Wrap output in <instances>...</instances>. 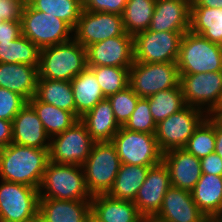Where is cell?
<instances>
[{
  "mask_svg": "<svg viewBox=\"0 0 222 222\" xmlns=\"http://www.w3.org/2000/svg\"><path fill=\"white\" fill-rule=\"evenodd\" d=\"M49 162V149L14 143L0 148V179L39 189Z\"/></svg>",
  "mask_w": 222,
  "mask_h": 222,
  "instance_id": "1",
  "label": "cell"
},
{
  "mask_svg": "<svg viewBox=\"0 0 222 222\" xmlns=\"http://www.w3.org/2000/svg\"><path fill=\"white\" fill-rule=\"evenodd\" d=\"M86 68V48L74 38L40 50L38 78L71 81Z\"/></svg>",
  "mask_w": 222,
  "mask_h": 222,
  "instance_id": "2",
  "label": "cell"
},
{
  "mask_svg": "<svg viewBox=\"0 0 222 222\" xmlns=\"http://www.w3.org/2000/svg\"><path fill=\"white\" fill-rule=\"evenodd\" d=\"M39 198L91 200L81 165L48 162L39 188Z\"/></svg>",
  "mask_w": 222,
  "mask_h": 222,
  "instance_id": "3",
  "label": "cell"
},
{
  "mask_svg": "<svg viewBox=\"0 0 222 222\" xmlns=\"http://www.w3.org/2000/svg\"><path fill=\"white\" fill-rule=\"evenodd\" d=\"M177 67L180 74L222 71V45L209 41L190 30L180 42Z\"/></svg>",
  "mask_w": 222,
  "mask_h": 222,
  "instance_id": "4",
  "label": "cell"
},
{
  "mask_svg": "<svg viewBox=\"0 0 222 222\" xmlns=\"http://www.w3.org/2000/svg\"><path fill=\"white\" fill-rule=\"evenodd\" d=\"M121 166L115 145L111 141L95 142L83 163L85 185L92 196L108 194Z\"/></svg>",
  "mask_w": 222,
  "mask_h": 222,
  "instance_id": "5",
  "label": "cell"
},
{
  "mask_svg": "<svg viewBox=\"0 0 222 222\" xmlns=\"http://www.w3.org/2000/svg\"><path fill=\"white\" fill-rule=\"evenodd\" d=\"M22 35L40 49L67 42L73 38V29L63 20L33 9L27 2L21 17Z\"/></svg>",
  "mask_w": 222,
  "mask_h": 222,
  "instance_id": "6",
  "label": "cell"
},
{
  "mask_svg": "<svg viewBox=\"0 0 222 222\" xmlns=\"http://www.w3.org/2000/svg\"><path fill=\"white\" fill-rule=\"evenodd\" d=\"M129 86L140 98L180 86L177 62H134L129 69Z\"/></svg>",
  "mask_w": 222,
  "mask_h": 222,
  "instance_id": "7",
  "label": "cell"
},
{
  "mask_svg": "<svg viewBox=\"0 0 222 222\" xmlns=\"http://www.w3.org/2000/svg\"><path fill=\"white\" fill-rule=\"evenodd\" d=\"M185 104L214 115L222 107V71L180 74Z\"/></svg>",
  "mask_w": 222,
  "mask_h": 222,
  "instance_id": "8",
  "label": "cell"
},
{
  "mask_svg": "<svg viewBox=\"0 0 222 222\" xmlns=\"http://www.w3.org/2000/svg\"><path fill=\"white\" fill-rule=\"evenodd\" d=\"M208 116L200 108L186 105L157 124L155 137L162 153L184 148L195 129Z\"/></svg>",
  "mask_w": 222,
  "mask_h": 222,
  "instance_id": "9",
  "label": "cell"
},
{
  "mask_svg": "<svg viewBox=\"0 0 222 222\" xmlns=\"http://www.w3.org/2000/svg\"><path fill=\"white\" fill-rule=\"evenodd\" d=\"M121 164L154 167L162 162L155 134L130 131L121 126L111 141Z\"/></svg>",
  "mask_w": 222,
  "mask_h": 222,
  "instance_id": "10",
  "label": "cell"
},
{
  "mask_svg": "<svg viewBox=\"0 0 222 222\" xmlns=\"http://www.w3.org/2000/svg\"><path fill=\"white\" fill-rule=\"evenodd\" d=\"M95 142L79 119L64 132L50 138L49 161L82 166Z\"/></svg>",
  "mask_w": 222,
  "mask_h": 222,
  "instance_id": "11",
  "label": "cell"
},
{
  "mask_svg": "<svg viewBox=\"0 0 222 222\" xmlns=\"http://www.w3.org/2000/svg\"><path fill=\"white\" fill-rule=\"evenodd\" d=\"M38 210L39 189L0 179V222H28Z\"/></svg>",
  "mask_w": 222,
  "mask_h": 222,
  "instance_id": "12",
  "label": "cell"
},
{
  "mask_svg": "<svg viewBox=\"0 0 222 222\" xmlns=\"http://www.w3.org/2000/svg\"><path fill=\"white\" fill-rule=\"evenodd\" d=\"M184 33L149 29L137 33L133 36L134 62H177Z\"/></svg>",
  "mask_w": 222,
  "mask_h": 222,
  "instance_id": "13",
  "label": "cell"
},
{
  "mask_svg": "<svg viewBox=\"0 0 222 222\" xmlns=\"http://www.w3.org/2000/svg\"><path fill=\"white\" fill-rule=\"evenodd\" d=\"M116 36H132L125 32L122 15L82 10L73 29V38L84 48Z\"/></svg>",
  "mask_w": 222,
  "mask_h": 222,
  "instance_id": "14",
  "label": "cell"
},
{
  "mask_svg": "<svg viewBox=\"0 0 222 222\" xmlns=\"http://www.w3.org/2000/svg\"><path fill=\"white\" fill-rule=\"evenodd\" d=\"M87 66L130 68L134 63L133 36H116L86 47Z\"/></svg>",
  "mask_w": 222,
  "mask_h": 222,
  "instance_id": "15",
  "label": "cell"
},
{
  "mask_svg": "<svg viewBox=\"0 0 222 222\" xmlns=\"http://www.w3.org/2000/svg\"><path fill=\"white\" fill-rule=\"evenodd\" d=\"M170 187V175L165 164L161 162L151 167L133 201L139 213L143 217L156 215L161 209L163 198Z\"/></svg>",
  "mask_w": 222,
  "mask_h": 222,
  "instance_id": "16",
  "label": "cell"
},
{
  "mask_svg": "<svg viewBox=\"0 0 222 222\" xmlns=\"http://www.w3.org/2000/svg\"><path fill=\"white\" fill-rule=\"evenodd\" d=\"M162 162L168 168L171 186L191 192L202 176L200 159L184 148L163 153Z\"/></svg>",
  "mask_w": 222,
  "mask_h": 222,
  "instance_id": "17",
  "label": "cell"
},
{
  "mask_svg": "<svg viewBox=\"0 0 222 222\" xmlns=\"http://www.w3.org/2000/svg\"><path fill=\"white\" fill-rule=\"evenodd\" d=\"M157 217L168 222H209L192 199L190 191L171 186Z\"/></svg>",
  "mask_w": 222,
  "mask_h": 222,
  "instance_id": "18",
  "label": "cell"
},
{
  "mask_svg": "<svg viewBox=\"0 0 222 222\" xmlns=\"http://www.w3.org/2000/svg\"><path fill=\"white\" fill-rule=\"evenodd\" d=\"M191 1L156 0L149 30L188 32L190 30Z\"/></svg>",
  "mask_w": 222,
  "mask_h": 222,
  "instance_id": "19",
  "label": "cell"
},
{
  "mask_svg": "<svg viewBox=\"0 0 222 222\" xmlns=\"http://www.w3.org/2000/svg\"><path fill=\"white\" fill-rule=\"evenodd\" d=\"M12 143L49 149L50 137L34 108L27 102L12 121Z\"/></svg>",
  "mask_w": 222,
  "mask_h": 222,
  "instance_id": "20",
  "label": "cell"
},
{
  "mask_svg": "<svg viewBox=\"0 0 222 222\" xmlns=\"http://www.w3.org/2000/svg\"><path fill=\"white\" fill-rule=\"evenodd\" d=\"M91 200L39 198L38 215L44 222H86Z\"/></svg>",
  "mask_w": 222,
  "mask_h": 222,
  "instance_id": "21",
  "label": "cell"
},
{
  "mask_svg": "<svg viewBox=\"0 0 222 222\" xmlns=\"http://www.w3.org/2000/svg\"><path fill=\"white\" fill-rule=\"evenodd\" d=\"M38 66L20 63H0V87L14 91L27 101L35 96Z\"/></svg>",
  "mask_w": 222,
  "mask_h": 222,
  "instance_id": "22",
  "label": "cell"
},
{
  "mask_svg": "<svg viewBox=\"0 0 222 222\" xmlns=\"http://www.w3.org/2000/svg\"><path fill=\"white\" fill-rule=\"evenodd\" d=\"M91 212L103 222H141L143 218L133 201L108 194L92 196Z\"/></svg>",
  "mask_w": 222,
  "mask_h": 222,
  "instance_id": "23",
  "label": "cell"
},
{
  "mask_svg": "<svg viewBox=\"0 0 222 222\" xmlns=\"http://www.w3.org/2000/svg\"><path fill=\"white\" fill-rule=\"evenodd\" d=\"M80 120L96 142L112 141L121 127L115 119L111 103L107 98L98 102Z\"/></svg>",
  "mask_w": 222,
  "mask_h": 222,
  "instance_id": "24",
  "label": "cell"
},
{
  "mask_svg": "<svg viewBox=\"0 0 222 222\" xmlns=\"http://www.w3.org/2000/svg\"><path fill=\"white\" fill-rule=\"evenodd\" d=\"M191 195L199 210L210 220L222 208V176L202 174Z\"/></svg>",
  "mask_w": 222,
  "mask_h": 222,
  "instance_id": "25",
  "label": "cell"
},
{
  "mask_svg": "<svg viewBox=\"0 0 222 222\" xmlns=\"http://www.w3.org/2000/svg\"><path fill=\"white\" fill-rule=\"evenodd\" d=\"M76 117L80 119L89 112L98 102L105 99L94 72L87 67L71 81Z\"/></svg>",
  "mask_w": 222,
  "mask_h": 222,
  "instance_id": "26",
  "label": "cell"
},
{
  "mask_svg": "<svg viewBox=\"0 0 222 222\" xmlns=\"http://www.w3.org/2000/svg\"><path fill=\"white\" fill-rule=\"evenodd\" d=\"M34 97L41 102L70 111L76 116L74 93L70 81L38 78Z\"/></svg>",
  "mask_w": 222,
  "mask_h": 222,
  "instance_id": "27",
  "label": "cell"
},
{
  "mask_svg": "<svg viewBox=\"0 0 222 222\" xmlns=\"http://www.w3.org/2000/svg\"><path fill=\"white\" fill-rule=\"evenodd\" d=\"M190 31L222 45V8L191 6Z\"/></svg>",
  "mask_w": 222,
  "mask_h": 222,
  "instance_id": "28",
  "label": "cell"
},
{
  "mask_svg": "<svg viewBox=\"0 0 222 222\" xmlns=\"http://www.w3.org/2000/svg\"><path fill=\"white\" fill-rule=\"evenodd\" d=\"M151 167L121 164L108 195L120 200L134 201Z\"/></svg>",
  "mask_w": 222,
  "mask_h": 222,
  "instance_id": "29",
  "label": "cell"
},
{
  "mask_svg": "<svg viewBox=\"0 0 222 222\" xmlns=\"http://www.w3.org/2000/svg\"><path fill=\"white\" fill-rule=\"evenodd\" d=\"M28 103L36 111L50 138L64 132L79 120L72 112L41 102L35 97H32Z\"/></svg>",
  "mask_w": 222,
  "mask_h": 222,
  "instance_id": "30",
  "label": "cell"
},
{
  "mask_svg": "<svg viewBox=\"0 0 222 222\" xmlns=\"http://www.w3.org/2000/svg\"><path fill=\"white\" fill-rule=\"evenodd\" d=\"M40 48L21 35L13 41L0 42V63L39 66Z\"/></svg>",
  "mask_w": 222,
  "mask_h": 222,
  "instance_id": "31",
  "label": "cell"
},
{
  "mask_svg": "<svg viewBox=\"0 0 222 222\" xmlns=\"http://www.w3.org/2000/svg\"><path fill=\"white\" fill-rule=\"evenodd\" d=\"M156 0H128L122 15L125 32L136 35L149 29Z\"/></svg>",
  "mask_w": 222,
  "mask_h": 222,
  "instance_id": "32",
  "label": "cell"
},
{
  "mask_svg": "<svg viewBox=\"0 0 222 222\" xmlns=\"http://www.w3.org/2000/svg\"><path fill=\"white\" fill-rule=\"evenodd\" d=\"M148 102L156 124L186 106L181 86L161 90L149 96Z\"/></svg>",
  "mask_w": 222,
  "mask_h": 222,
  "instance_id": "33",
  "label": "cell"
},
{
  "mask_svg": "<svg viewBox=\"0 0 222 222\" xmlns=\"http://www.w3.org/2000/svg\"><path fill=\"white\" fill-rule=\"evenodd\" d=\"M35 10L46 12L65 21L72 29L75 28L81 12V0H26Z\"/></svg>",
  "mask_w": 222,
  "mask_h": 222,
  "instance_id": "34",
  "label": "cell"
},
{
  "mask_svg": "<svg viewBox=\"0 0 222 222\" xmlns=\"http://www.w3.org/2000/svg\"><path fill=\"white\" fill-rule=\"evenodd\" d=\"M215 115H208L195 129L184 149L201 159L215 151Z\"/></svg>",
  "mask_w": 222,
  "mask_h": 222,
  "instance_id": "35",
  "label": "cell"
},
{
  "mask_svg": "<svg viewBox=\"0 0 222 222\" xmlns=\"http://www.w3.org/2000/svg\"><path fill=\"white\" fill-rule=\"evenodd\" d=\"M95 74L105 98L129 85V69L113 66H87Z\"/></svg>",
  "mask_w": 222,
  "mask_h": 222,
  "instance_id": "36",
  "label": "cell"
},
{
  "mask_svg": "<svg viewBox=\"0 0 222 222\" xmlns=\"http://www.w3.org/2000/svg\"><path fill=\"white\" fill-rule=\"evenodd\" d=\"M139 98L129 85L123 90L107 97L111 103L115 119L120 126H124L129 120Z\"/></svg>",
  "mask_w": 222,
  "mask_h": 222,
  "instance_id": "37",
  "label": "cell"
},
{
  "mask_svg": "<svg viewBox=\"0 0 222 222\" xmlns=\"http://www.w3.org/2000/svg\"><path fill=\"white\" fill-rule=\"evenodd\" d=\"M123 127L130 131L156 133L157 124L151 115L148 98L138 99L135 110Z\"/></svg>",
  "mask_w": 222,
  "mask_h": 222,
  "instance_id": "38",
  "label": "cell"
},
{
  "mask_svg": "<svg viewBox=\"0 0 222 222\" xmlns=\"http://www.w3.org/2000/svg\"><path fill=\"white\" fill-rule=\"evenodd\" d=\"M27 102L20 94L0 87V119L12 122Z\"/></svg>",
  "mask_w": 222,
  "mask_h": 222,
  "instance_id": "39",
  "label": "cell"
},
{
  "mask_svg": "<svg viewBox=\"0 0 222 222\" xmlns=\"http://www.w3.org/2000/svg\"><path fill=\"white\" fill-rule=\"evenodd\" d=\"M128 0H81L82 9L123 15Z\"/></svg>",
  "mask_w": 222,
  "mask_h": 222,
  "instance_id": "40",
  "label": "cell"
},
{
  "mask_svg": "<svg viewBox=\"0 0 222 222\" xmlns=\"http://www.w3.org/2000/svg\"><path fill=\"white\" fill-rule=\"evenodd\" d=\"M26 0H0V14L5 21H21Z\"/></svg>",
  "mask_w": 222,
  "mask_h": 222,
  "instance_id": "41",
  "label": "cell"
},
{
  "mask_svg": "<svg viewBox=\"0 0 222 222\" xmlns=\"http://www.w3.org/2000/svg\"><path fill=\"white\" fill-rule=\"evenodd\" d=\"M202 174L222 176V158L215 152L200 159Z\"/></svg>",
  "mask_w": 222,
  "mask_h": 222,
  "instance_id": "42",
  "label": "cell"
},
{
  "mask_svg": "<svg viewBox=\"0 0 222 222\" xmlns=\"http://www.w3.org/2000/svg\"><path fill=\"white\" fill-rule=\"evenodd\" d=\"M21 35V21H4L0 25V42L13 41Z\"/></svg>",
  "mask_w": 222,
  "mask_h": 222,
  "instance_id": "43",
  "label": "cell"
},
{
  "mask_svg": "<svg viewBox=\"0 0 222 222\" xmlns=\"http://www.w3.org/2000/svg\"><path fill=\"white\" fill-rule=\"evenodd\" d=\"M12 122L0 119V148L12 143Z\"/></svg>",
  "mask_w": 222,
  "mask_h": 222,
  "instance_id": "44",
  "label": "cell"
},
{
  "mask_svg": "<svg viewBox=\"0 0 222 222\" xmlns=\"http://www.w3.org/2000/svg\"><path fill=\"white\" fill-rule=\"evenodd\" d=\"M215 153L222 158V122L215 116Z\"/></svg>",
  "mask_w": 222,
  "mask_h": 222,
  "instance_id": "45",
  "label": "cell"
},
{
  "mask_svg": "<svg viewBox=\"0 0 222 222\" xmlns=\"http://www.w3.org/2000/svg\"><path fill=\"white\" fill-rule=\"evenodd\" d=\"M191 6H206L209 8H222V0H191Z\"/></svg>",
  "mask_w": 222,
  "mask_h": 222,
  "instance_id": "46",
  "label": "cell"
},
{
  "mask_svg": "<svg viewBox=\"0 0 222 222\" xmlns=\"http://www.w3.org/2000/svg\"><path fill=\"white\" fill-rule=\"evenodd\" d=\"M141 222H168L163 219H160L156 215L145 216L142 218Z\"/></svg>",
  "mask_w": 222,
  "mask_h": 222,
  "instance_id": "47",
  "label": "cell"
},
{
  "mask_svg": "<svg viewBox=\"0 0 222 222\" xmlns=\"http://www.w3.org/2000/svg\"><path fill=\"white\" fill-rule=\"evenodd\" d=\"M86 222H103L98 217H96L92 212L89 213Z\"/></svg>",
  "mask_w": 222,
  "mask_h": 222,
  "instance_id": "48",
  "label": "cell"
},
{
  "mask_svg": "<svg viewBox=\"0 0 222 222\" xmlns=\"http://www.w3.org/2000/svg\"><path fill=\"white\" fill-rule=\"evenodd\" d=\"M209 222H222V215H216L212 217Z\"/></svg>",
  "mask_w": 222,
  "mask_h": 222,
  "instance_id": "49",
  "label": "cell"
},
{
  "mask_svg": "<svg viewBox=\"0 0 222 222\" xmlns=\"http://www.w3.org/2000/svg\"><path fill=\"white\" fill-rule=\"evenodd\" d=\"M214 115L222 122V107Z\"/></svg>",
  "mask_w": 222,
  "mask_h": 222,
  "instance_id": "50",
  "label": "cell"
},
{
  "mask_svg": "<svg viewBox=\"0 0 222 222\" xmlns=\"http://www.w3.org/2000/svg\"><path fill=\"white\" fill-rule=\"evenodd\" d=\"M28 222H44V221L38 215L36 218H34V219H32V220H30Z\"/></svg>",
  "mask_w": 222,
  "mask_h": 222,
  "instance_id": "51",
  "label": "cell"
},
{
  "mask_svg": "<svg viewBox=\"0 0 222 222\" xmlns=\"http://www.w3.org/2000/svg\"><path fill=\"white\" fill-rule=\"evenodd\" d=\"M5 20L2 18L1 14H0V25L4 22Z\"/></svg>",
  "mask_w": 222,
  "mask_h": 222,
  "instance_id": "52",
  "label": "cell"
},
{
  "mask_svg": "<svg viewBox=\"0 0 222 222\" xmlns=\"http://www.w3.org/2000/svg\"><path fill=\"white\" fill-rule=\"evenodd\" d=\"M217 215H222V208H221V210L219 211V213Z\"/></svg>",
  "mask_w": 222,
  "mask_h": 222,
  "instance_id": "53",
  "label": "cell"
}]
</instances>
